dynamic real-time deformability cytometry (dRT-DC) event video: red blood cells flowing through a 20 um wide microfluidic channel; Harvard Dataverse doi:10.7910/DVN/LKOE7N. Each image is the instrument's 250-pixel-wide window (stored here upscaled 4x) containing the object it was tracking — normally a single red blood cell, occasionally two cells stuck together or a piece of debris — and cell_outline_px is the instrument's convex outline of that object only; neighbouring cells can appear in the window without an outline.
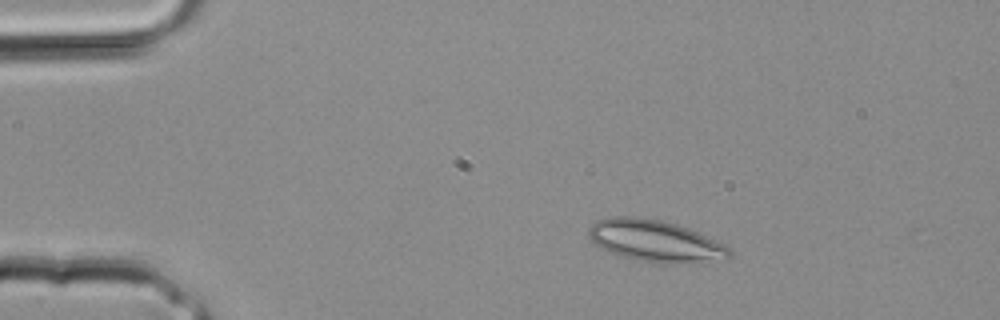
{"species": "common noctule bat (a hibernating species)", "species_latin": "Nyctalus noctula", "temperature_condition": "room temperature", "stored_images_in_passage": 31, "camera_frame_rate_fps": 3000, "um_per_image_px": 0.085, "animal": {"sex": "male", "body_mass_g": 20.4}, "frame": {"image": 1, "passage_image": 5, "time_ms": 1.333, "image_size_px": [1000, 320], "cell_outline_px": [[732, 256], [728, 260], [676, 264], [660, 264], [640, 260], [624, 256], [600, 248], [588, 236], [588, 228], [596, 220], [612, 216], [632, 216], [660, 220], [676, 224], [688, 228], [724, 244], [732, 252]], "centroid_in_image_um": [55.73, 20.49], "position_along_channel_um": 29.3, "area_um2": 34.33}}
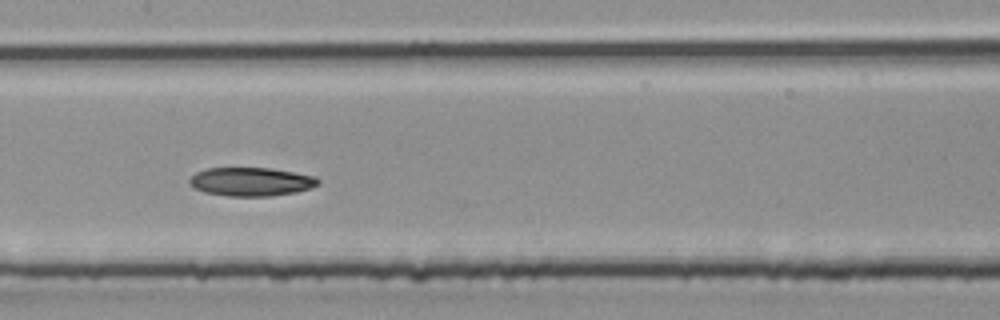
{"frame": {"image": 2, "passage_image": 16, "time_ms": 5.0, "image_size_px": [1000, 320], "cell_outline_px": [[320, 184], [296, 192], [272, 196], [228, 196], [204, 192], [188, 184], [188, 180], [196, 172], [208, 168], [268, 168], [316, 176], [320, 180]], "centroid_in_image_um": [21.34, 15.45], "position_along_channel_um": 186.1, "area_um2": 21.39}}
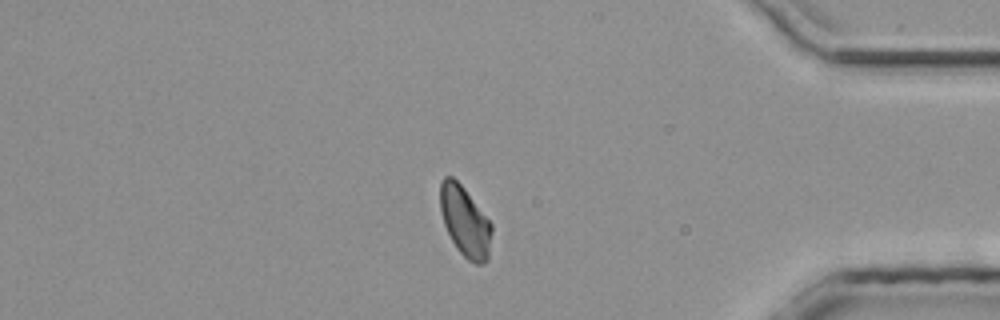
{"frame": {"image": 3, "passage_image": 28, "time_ms": 9.0, "image_size_px": [1000, 320], "cell_outline_px": [[492, 232], [488, 260], [484, 264], [476, 264], [468, 260], [456, 248], [444, 224], [440, 212], [440, 180], [444, 176], [452, 176], [464, 188], [492, 224]], "centroid_in_image_um": [39.52, 18.83], "position_along_channel_um": 395.7, "area_um2": 21.1}}